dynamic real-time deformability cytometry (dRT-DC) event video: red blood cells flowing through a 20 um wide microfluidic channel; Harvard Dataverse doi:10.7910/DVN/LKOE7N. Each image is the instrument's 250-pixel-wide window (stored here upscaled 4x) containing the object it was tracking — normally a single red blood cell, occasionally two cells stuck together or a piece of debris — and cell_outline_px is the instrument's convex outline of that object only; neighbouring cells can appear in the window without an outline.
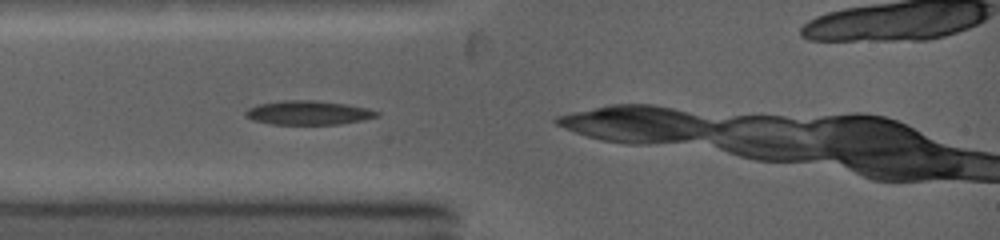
{"species": "common noctule bat (a hibernating species)", "species_latin": "Nyctalus noctula", "temperature_condition": "warm", "stored_images_in_passage": 45, "camera_frame_rate_fps": 5000, "um_per_image_px": 0.085, "animal": {"sex": "female", "body_mass_g": 19.0, "forearm_length_mm": 53.3}, "frame": {"image": 1, "passage_image": 1, "time_ms": 0.0, "image_size_px": [1000, 240], "cell_outline_px": [[380, 116], [364, 120], [340, 124], [272, 124], [252, 120], [244, 116], [244, 112], [248, 108], [256, 104], [280, 100], [316, 100], [344, 104], [368, 108], [380, 112]], "centroid_in_image_um": [26.18, 9.58], "position_along_channel_um": 58.8, "area_um2": 18.61}}
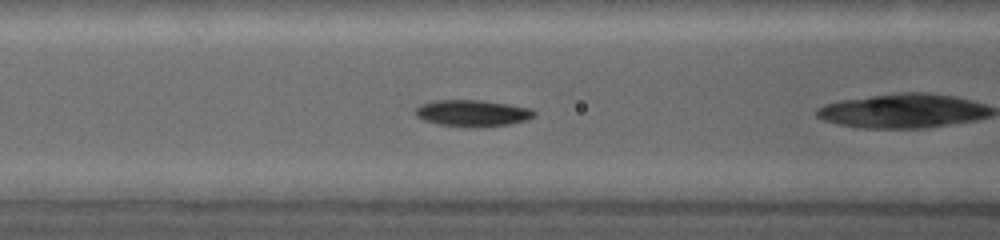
{"frame": {"image": 2, "passage_image": 7, "time_ms": 1.6, "image_size_px": [1000, 240], "cell_outline_px": [[536, 116], [524, 120], [508, 124], [484, 128], [472, 128], [440, 124], [424, 120], [416, 116], [416, 108], [420, 104], [432, 100], [484, 100], [532, 108], [536, 112]], "centroid_in_image_um": [40.18, 9.62], "position_along_channel_um": 126.4, "area_um2": 18.61}}